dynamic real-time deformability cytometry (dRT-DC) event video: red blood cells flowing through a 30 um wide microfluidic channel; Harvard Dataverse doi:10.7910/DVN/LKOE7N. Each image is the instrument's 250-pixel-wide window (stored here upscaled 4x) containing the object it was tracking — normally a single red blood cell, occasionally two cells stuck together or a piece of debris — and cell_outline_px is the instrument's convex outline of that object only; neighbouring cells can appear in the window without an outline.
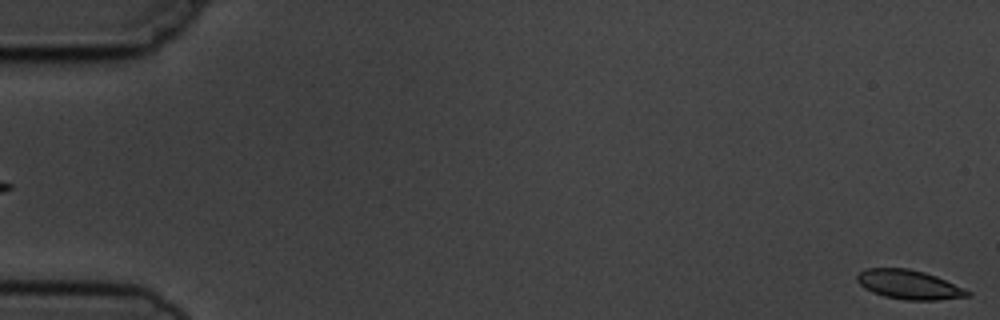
{"species": "common noctule bat (a hibernating species)", "species_latin": "Nyctalus noctula", "temperature_condition": "cold", "stored_images_in_passage": 5, "segment_of_instrument_passage": [2, 2], "camera_frame_rate_fps": 3000, "um_per_image_px": 0.085, "animal": {"sex": "male", "body_mass_g": 19.5, "forearm_length_mm": 54.6}, "frame": {"image": 1, "passage_image": 5, "time_ms": 5.333, "image_size_px": [1000, 320], "cell_outline_px": [[972, 296], [936, 300], [904, 300], [884, 296], [872, 292], [864, 288], [856, 280], [856, 276], [864, 268], [908, 268], [924, 272], [936, 276], [972, 292]], "centroid_in_image_um": [77.25, 24.19], "position_along_channel_um": 7.7, "area_um2": 18.84}}